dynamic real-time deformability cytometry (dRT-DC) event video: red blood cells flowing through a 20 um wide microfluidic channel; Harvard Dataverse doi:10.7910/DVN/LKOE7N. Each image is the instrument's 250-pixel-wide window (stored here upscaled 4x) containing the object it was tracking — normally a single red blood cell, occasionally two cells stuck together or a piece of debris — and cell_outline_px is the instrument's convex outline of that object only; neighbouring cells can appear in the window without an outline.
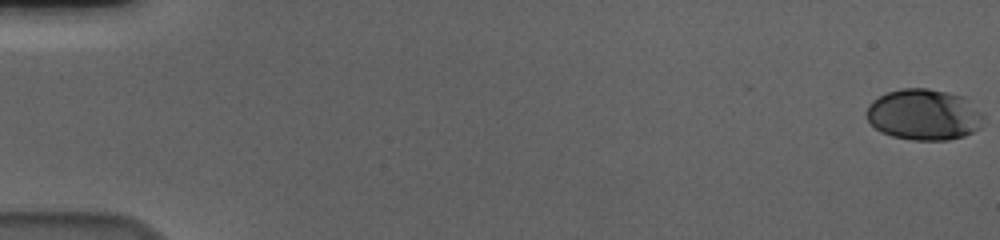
{"species": "human", "species_latin": "Homo sapiens", "temperature_condition": "cold", "stored_images_in_passage": 58, "camera_frame_rate_fps": 3000, "um_per_image_px": 0.085, "donor": {"sex": "male"}, "frame": {"image": 1, "passage_image": 1, "time_ms": 0.0, "image_size_px": [1000, 240], "cell_outline_px": [[984, 116], [980, 128], [964, 136], [948, 140], [912, 140], [892, 136], [880, 132], [868, 120], [864, 112], [868, 104], [872, 100], [888, 92], [900, 88], [928, 88], [948, 92], [964, 96], [984, 112]], "centroid_in_image_um": [78.54, 9.73], "position_along_channel_um": 6.5, "area_um2": 35.32}}
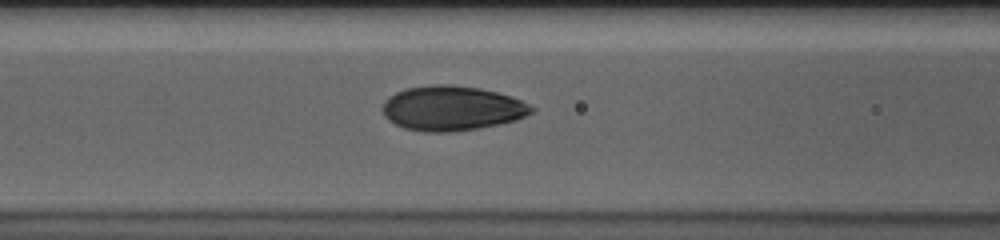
{"frame": {"image": 2, "passage_image": 26, "time_ms": 8.333, "image_size_px": [1000, 240], "cell_outline_px": [[536, 108], [532, 112], [516, 120], [500, 124], [456, 132], [424, 132], [404, 128], [388, 120], [384, 116], [380, 108], [384, 100], [388, 96], [404, 88], [432, 84], [452, 84], [480, 88], [512, 96]], "centroid_in_image_um": [38.37, 9.2], "position_along_channel_um": 128.2, "area_um2": 39.3}}
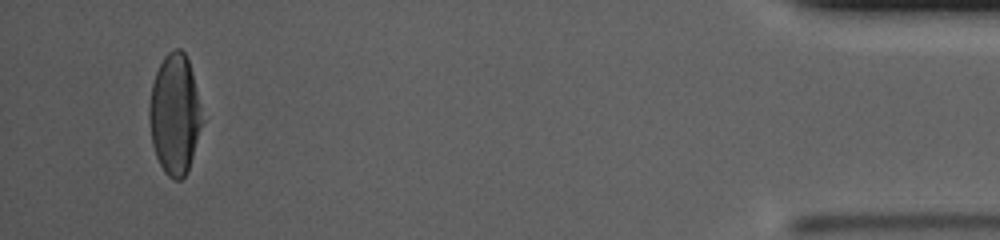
{"frame": {"image": 3, "passage_image": 56, "time_ms": 18.333, "image_size_px": [1000, 240], "cell_outline_px": [[204, 120], [188, 168], [184, 176], [180, 180], [172, 180], [164, 172], [156, 156], [152, 144], [148, 120], [148, 104], [152, 84], [156, 72], [164, 56], [172, 48], [180, 48], [184, 52], [188, 60], [192, 72]], "centroid_in_image_um": [14.84, 9.7], "position_along_channel_um": 420.4, "area_um2": 37.22}, "authors_computed_cell_mechanics": {"area_um2": 37.6567, "velocity_mm_per_s": 3.6302, "shape_relaxation_time_tau1_ms": 4.1782, "shape_relaxation_time_tau2_ms": 0.8232, "deformation_change_tau1": 0.1898, "deformation_change_tau2": 0.0462}}